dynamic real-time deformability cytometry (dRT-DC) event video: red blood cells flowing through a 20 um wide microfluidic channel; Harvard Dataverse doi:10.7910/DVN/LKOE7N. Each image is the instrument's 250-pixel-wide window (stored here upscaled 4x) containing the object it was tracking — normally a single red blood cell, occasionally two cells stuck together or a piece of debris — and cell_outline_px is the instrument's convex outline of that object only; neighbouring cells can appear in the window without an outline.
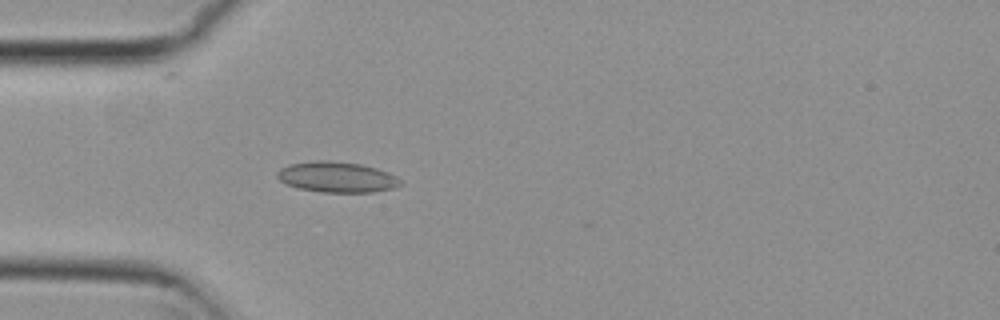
{"species": "common noctule bat (a hibernating species)", "species_latin": "Nyctalus noctula", "temperature_condition": "cold", "stored_images_in_passage": 5, "camera_frame_rate_fps": 3000, "um_per_image_px": 0.085, "animal": {"sex": "female", "body_mass_g": 29.2, "forearm_length_mm": 56.3}, "frame": {"image": 1, "passage_image": 5, "time_ms": 1.333, "image_size_px": [1000, 320], "cell_outline_px": [[400, 184], [392, 188], [372, 192], [320, 192], [300, 188], [288, 184], [280, 180], [276, 176], [276, 172], [280, 168], [288, 164], [316, 160], [324, 160], [360, 164], [376, 168], [388, 172], [396, 176], [400, 180]], "centroid_in_image_um": [28.6, 15.04], "position_along_channel_um": 56.4, "area_um2": 21.79}}